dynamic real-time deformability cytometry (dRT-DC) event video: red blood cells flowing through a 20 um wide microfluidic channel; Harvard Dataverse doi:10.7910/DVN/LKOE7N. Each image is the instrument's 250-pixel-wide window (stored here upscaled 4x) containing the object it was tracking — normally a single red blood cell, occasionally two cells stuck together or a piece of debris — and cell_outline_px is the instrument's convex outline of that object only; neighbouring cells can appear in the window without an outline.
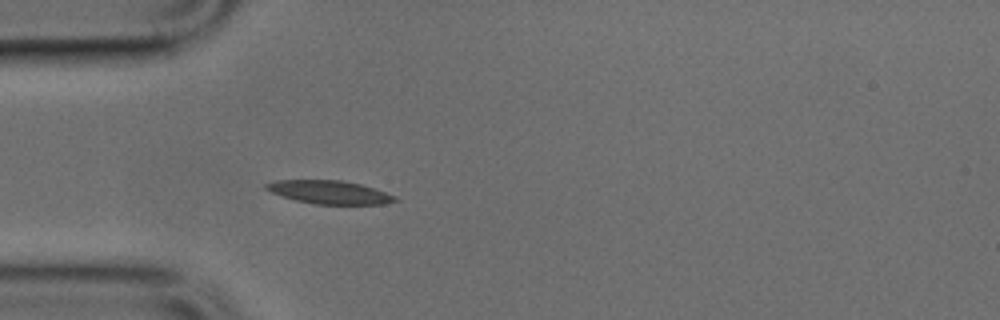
{"species": "common noctule bat (a hibernating species)", "species_latin": "Nyctalus noctula", "temperature_condition": "cold", "stored_images_in_passage": 40, "camera_frame_rate_fps": 3000, "um_per_image_px": 0.085, "animal": {"sex": "male", "body_mass_g": 17.9, "forearm_length_mm": 54.2}, "frame": {"image": 1, "passage_image": 5, "time_ms": 1.333, "image_size_px": [1000, 320], "cell_outline_px": [[400, 200], [384, 204], [316, 204], [296, 200], [272, 192], [264, 188], [264, 184], [276, 180], [340, 180], [360, 184], [396, 196]], "centroid_in_image_um": [28.01, 16.33], "position_along_channel_um": 57.0, "area_um2": 17.28}}
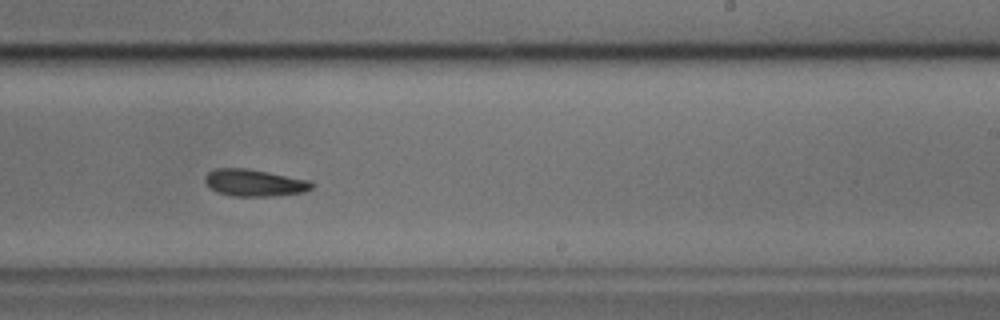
{"frame": {"image": 2, "passage_image": 21, "time_ms": 6.667, "image_size_px": [1000, 320], "cell_outline_px": [[316, 184], [312, 188], [304, 192], [272, 196], [232, 196], [216, 192], [204, 180], [204, 176], [208, 172], [216, 168], [244, 168], [268, 172], [312, 180]], "centroid_in_image_um": [21.66, 15.53], "position_along_channel_um": 267.3, "area_um2": 16.88}}
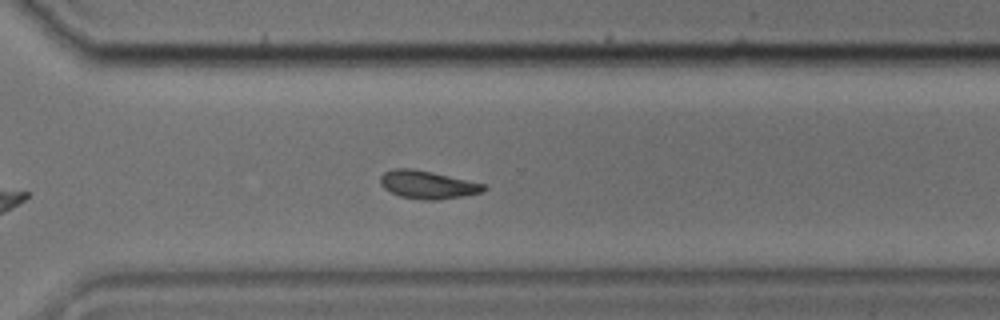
{"frame": {"image": 3, "passage_image": 26, "time_ms": 8.333, "image_size_px": [1000, 320], "cell_outline_px": [[488, 188], [484, 192], [464, 196], [436, 200], [428, 200], [400, 196], [384, 188], [380, 184], [380, 176], [384, 172], [392, 168], [412, 168], [432, 172], [484, 184]], "centroid_in_image_um": [36.35, 15.69], "position_along_channel_um": 334.3, "area_um2": 16.82}}